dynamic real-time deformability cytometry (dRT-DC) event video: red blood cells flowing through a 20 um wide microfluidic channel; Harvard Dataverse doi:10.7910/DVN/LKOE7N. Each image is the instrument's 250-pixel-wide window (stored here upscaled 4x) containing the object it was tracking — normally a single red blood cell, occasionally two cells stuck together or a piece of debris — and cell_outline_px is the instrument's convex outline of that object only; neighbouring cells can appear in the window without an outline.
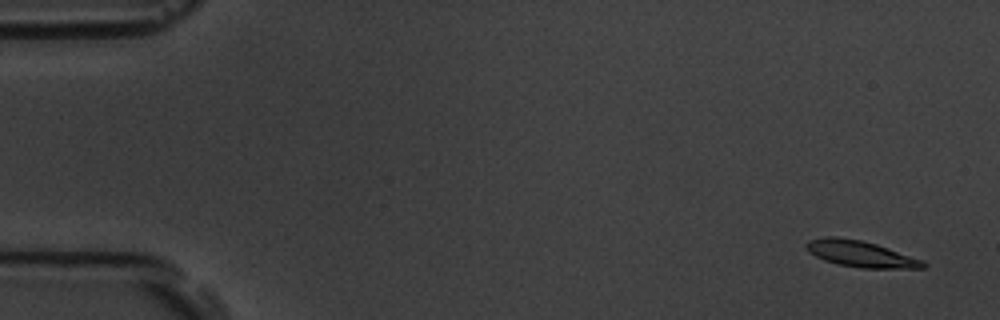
{"species": "common noctule bat (a hibernating species)", "species_latin": "Nyctalus noctula", "temperature_condition": "room temperature", "stored_images_in_passage": 15, "camera_frame_rate_fps": 3000, "um_per_image_px": 0.085, "animal": {"sex": "male", "body_mass_g": 19.5, "forearm_length_mm": 54.6}, "frame": {"image": 1, "passage_image": 1, "time_ms": 0.0, "image_size_px": [1000, 320], "cell_outline_px": [[928, 264], [924, 268], [864, 268], [840, 264], [824, 260], [808, 252], [804, 248], [804, 244], [808, 240], [824, 236], [836, 236], [860, 240], [876, 244], [920, 260]], "centroid_in_image_um": [73.06, 21.56], "position_along_channel_um": 11.9, "area_um2": 17.63}}
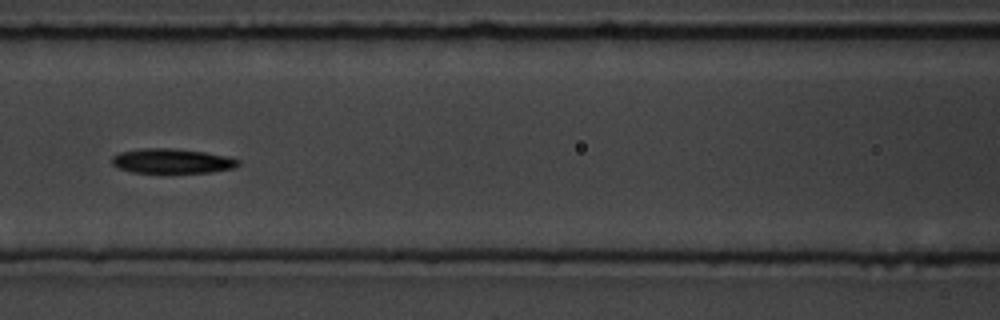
{"frame": {"image": 2, "passage_image": 7, "time_ms": 7.667, "image_size_px": [1000, 320], "cell_outline_px": [[240, 164], [236, 168], [212, 172], [132, 172], [116, 168], [112, 164], [112, 156], [120, 152], [144, 148], [176, 148], [204, 152], [228, 156], [240, 160]], "centroid_in_image_um": [14.64, 13.68], "position_along_channel_um": 152.0, "area_um2": 18.26}}
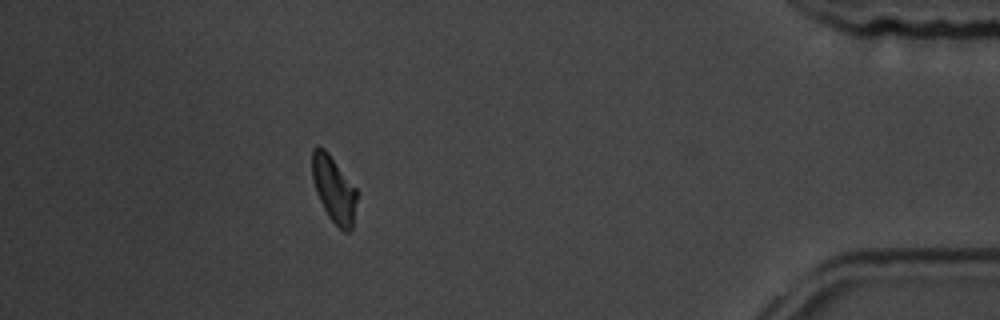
{"frame": {"image": 3, "passage_image": 14, "time_ms": 16.333, "image_size_px": [1000, 320], "cell_outline_px": [[356, 200], [352, 228], [348, 232], [344, 232], [328, 216], [316, 192], [312, 180], [312, 148], [316, 144], [324, 148], [328, 152], [356, 188]], "centroid_in_image_um": [28.35, 16.04], "position_along_channel_um": 406.9, "area_um2": 17.11}, "authors_computed_cell_mechanics": {"area_um2": 17.7446, "velocity_mm_per_s": 3.5306, "shape_relaxation_time_tau1_ms": 1.8073, "shape_relaxation_time_tau2_ms": null, "deformation_change_tau1": 0.1172, "deformation_change_tau2": null}}